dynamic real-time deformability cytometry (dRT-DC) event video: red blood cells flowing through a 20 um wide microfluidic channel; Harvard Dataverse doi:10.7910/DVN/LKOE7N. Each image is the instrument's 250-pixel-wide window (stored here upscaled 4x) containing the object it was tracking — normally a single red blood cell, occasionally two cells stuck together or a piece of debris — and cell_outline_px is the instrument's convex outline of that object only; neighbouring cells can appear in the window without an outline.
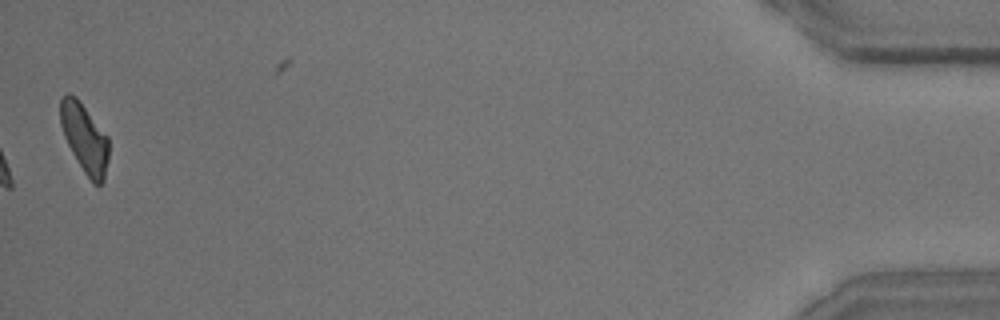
{"species": "common noctule bat (a hibernating species)", "species_latin": "Nyctalus noctula", "temperature_condition": "room temperature", "stored_images_in_passage": 43, "camera_frame_rate_fps": 3000, "um_per_image_px": 0.085, "animal": {"sex": "male", "body_mass_g": 15.6}, "frame": {"image": 1, "passage_image": 42, "time_ms": 13.667, "image_size_px": [1000, 320], "cell_outline_px": [[108, 160], [104, 180], [100, 184], [92, 184], [84, 172], [72, 152], [64, 136], [60, 124], [60, 100], [68, 92], [76, 96], [108, 136]], "centroid_in_image_um": [7.19, 11.74], "position_along_channel_um": 428.0, "area_um2": 19.42}, "authors_computed_cell_mechanics": {"area_um2": 20.7502, "velocity_mm_per_s": 3.6789, "shape_relaxation_time_tau1_ms": 3.8867, "shape_relaxation_time_tau2_ms": 3.1467, "deformation_change_tau1": 0.1685, "deformation_change_tau2": 0.1091}}